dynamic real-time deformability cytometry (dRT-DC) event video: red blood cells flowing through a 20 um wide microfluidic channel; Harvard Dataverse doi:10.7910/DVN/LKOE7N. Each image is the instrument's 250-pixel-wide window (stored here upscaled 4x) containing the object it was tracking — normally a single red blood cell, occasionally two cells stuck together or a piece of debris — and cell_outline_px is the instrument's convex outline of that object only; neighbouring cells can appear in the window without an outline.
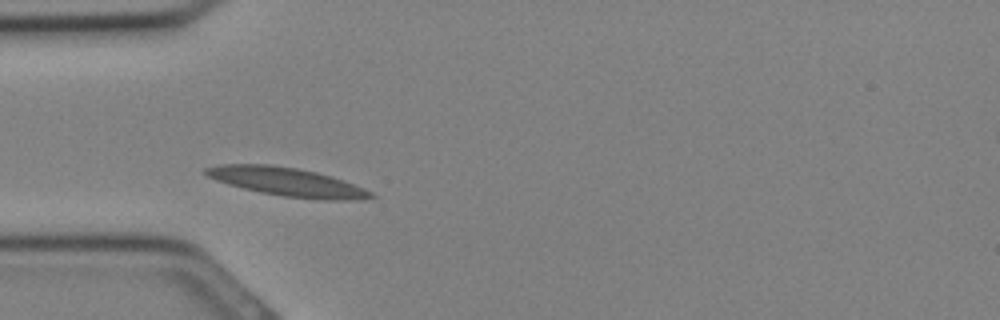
{"species": "Egyptian fruit bat (a non-hibernating species)", "species_latin": "Rousettus aegyptiacus", "temperature_condition": "cold", "stored_images_in_passage": 3, "camera_frame_rate_fps": 3000, "um_per_image_px": 0.085, "animal": {"sex": "female"}, "frame": {"image": 1, "passage_image": 1, "time_ms": 0.0, "image_size_px": [1000, 320], "cell_outline_px": [[376, 196], [356, 200], [324, 200], [284, 196], [260, 192], [228, 184], [216, 180], [208, 176], [204, 172], [204, 168], [220, 164], [268, 164], [296, 168], [316, 172], [332, 176], [344, 180], [372, 192]], "centroid_in_image_um": [24.4, 15.45], "position_along_channel_um": 60.6, "area_um2": 27.28}}
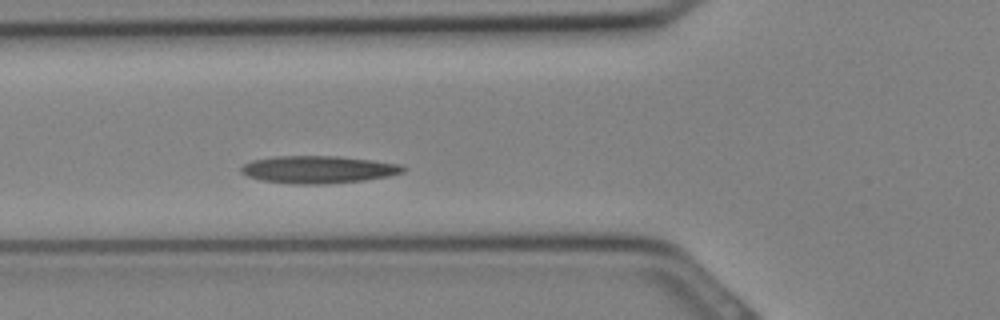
{"frame": {"image": 2, "passage_image": 3, "time_ms": 0.667, "image_size_px": [1000, 320], "cell_outline_px": [[408, 168], [404, 172], [388, 176], [364, 180], [324, 184], [296, 184], [260, 180], [248, 176], [240, 172], [240, 168], [244, 164], [252, 160], [276, 156], [336, 156], [372, 160], [400, 164]], "centroid_in_image_um": [27.06, 14.41], "position_along_channel_um": 98.7, "area_um2": 25.89}}